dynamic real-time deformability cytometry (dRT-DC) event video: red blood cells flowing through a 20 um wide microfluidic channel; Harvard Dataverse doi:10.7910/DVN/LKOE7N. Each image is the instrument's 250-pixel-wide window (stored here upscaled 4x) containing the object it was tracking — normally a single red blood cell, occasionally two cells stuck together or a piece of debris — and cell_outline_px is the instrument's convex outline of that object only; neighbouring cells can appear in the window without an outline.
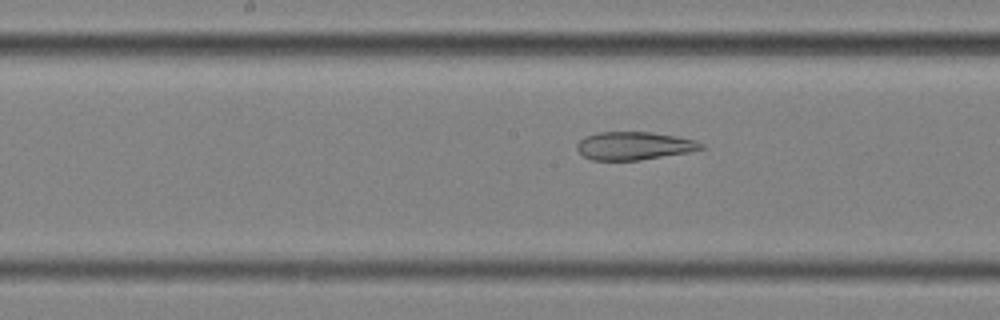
{"species": "common noctule bat (a hibernating species)", "species_latin": "Nyctalus noctula", "temperature_condition": "cold", "stored_images_in_passage": 57, "camera_frame_rate_fps": 3000, "um_per_image_px": 0.085, "animal": {"sex": "female", "body_mass_g": 25.1}, "frame": {"image": 1, "passage_image": 29, "time_ms": 9.333, "image_size_px": [1000, 320], "cell_outline_px": [[708, 148], [688, 152], [640, 160], [592, 160], [584, 156], [576, 148], [576, 144], [584, 136], [596, 132], [652, 132], [676, 136], [696, 140], [704, 144]], "centroid_in_image_um": [53.92, 12.38], "position_along_channel_um": 194.3, "area_um2": 20.46}}
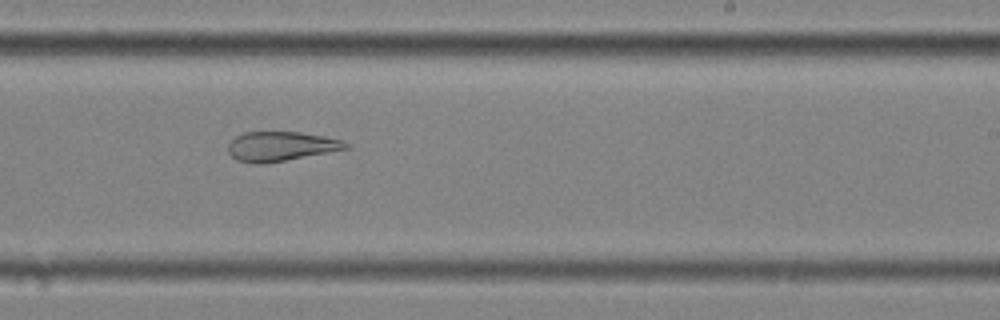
{"frame": {"image": 2, "passage_image": 35, "time_ms": 11.333, "image_size_px": [1000, 320], "cell_outline_px": [[352, 148], [284, 160], [260, 164], [256, 164], [236, 160], [228, 152], [228, 144], [236, 136], [244, 132], [300, 132], [324, 136], [340, 140], [352, 144]], "centroid_in_image_um": [23.89, 12.43], "position_along_channel_um": 265.1, "area_um2": 20.17}}
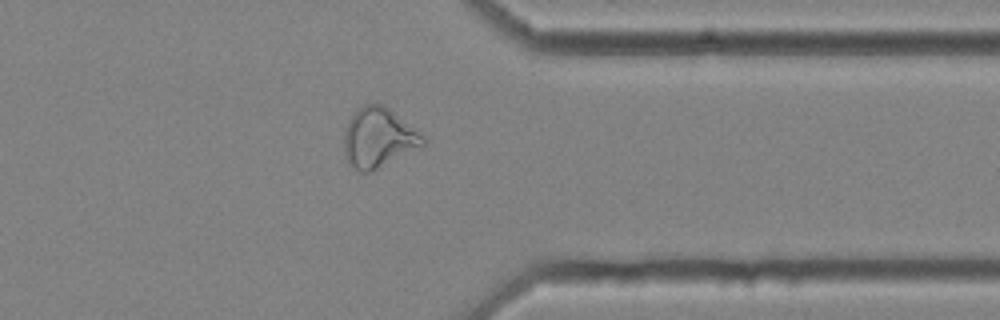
{"frame": {"image": 3, "passage_image": 45, "time_ms": 14.667, "image_size_px": [1000, 320], "cell_outline_px": [[428, 144], [372, 172], [360, 172], [348, 164], [344, 156], [344, 132], [348, 120], [364, 104], [384, 104], [424, 136], [428, 140]], "centroid_in_image_um": [32.18, 11.75], "position_along_channel_um": 379.2, "area_um2": 27.74}, "authors_computed_cell_mechanics": {"area_um2": 28.7266, "velocity_mm_per_s": 3.5479, "shape_relaxation_time_tau1_ms": null, "shape_relaxation_time_tau2_ms": 3.8708, "deformation_change_tau1": null, "deformation_change_tau2": 0.1305}}